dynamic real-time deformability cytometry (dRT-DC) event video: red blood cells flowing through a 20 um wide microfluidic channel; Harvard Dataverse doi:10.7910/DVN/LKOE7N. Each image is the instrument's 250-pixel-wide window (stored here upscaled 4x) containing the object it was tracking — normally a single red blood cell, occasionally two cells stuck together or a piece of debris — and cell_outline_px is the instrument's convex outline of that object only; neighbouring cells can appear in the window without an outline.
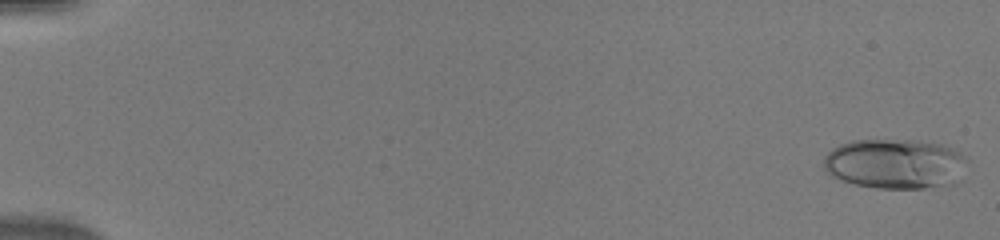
{"species": "human", "species_latin": "Homo sapiens", "temperature_condition": "warm", "stored_images_in_passage": 50, "camera_frame_rate_fps": 3000, "um_per_image_px": 0.085, "donor": {"sex": "male"}, "frame": {"image": 1, "passage_image": 1, "time_ms": 0.0, "image_size_px": [1000, 240], "cell_outline_px": [[968, 160], [960, 180], [956, 184], [924, 188], [876, 188], [856, 184], [832, 176], [824, 168], [824, 156], [832, 148], [840, 144], [852, 140], [912, 140], [940, 144], [952, 148], [960, 152]], "centroid_in_image_um": [76.12, 13.92], "position_along_channel_um": 8.9, "area_um2": 42.02}}
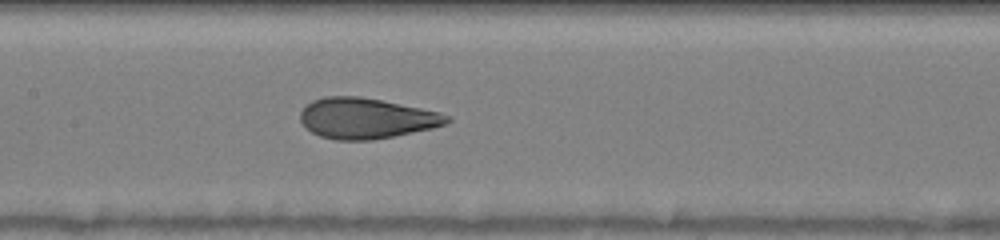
{"frame": {"image": 2, "passage_image": 26, "time_ms": 8.333, "image_size_px": [1000, 240], "cell_outline_px": [[452, 120], [444, 124], [432, 128], [372, 140], [336, 140], [320, 136], [312, 132], [300, 120], [300, 112], [312, 100], [324, 96], [360, 96], [440, 112], [452, 116]], "centroid_in_image_um": [31.13, 10.05], "position_along_channel_um": 176.3, "area_um2": 34.45}}
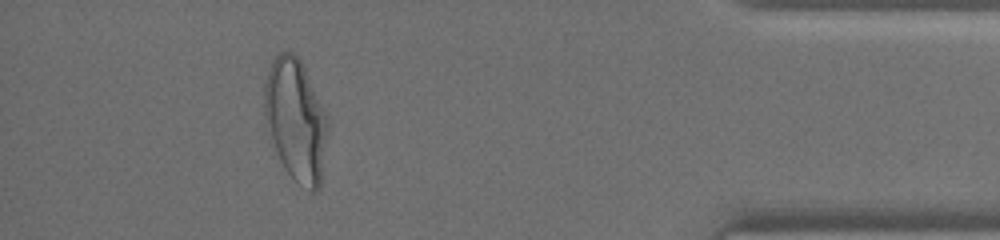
{"frame": {"image": 3, "passage_image": 46, "time_ms": 15.0, "image_size_px": [1000, 240], "cell_outline_px": [[328, 128], [320, 188], [316, 192], [312, 192], [296, 180], [284, 168], [280, 160], [264, 120], [264, 84], [272, 60], [280, 52], [292, 52], [300, 60], [328, 116]], "centroid_in_image_um": [25.14, 10.2], "position_along_channel_um": 410.1, "area_um2": 44.74}}